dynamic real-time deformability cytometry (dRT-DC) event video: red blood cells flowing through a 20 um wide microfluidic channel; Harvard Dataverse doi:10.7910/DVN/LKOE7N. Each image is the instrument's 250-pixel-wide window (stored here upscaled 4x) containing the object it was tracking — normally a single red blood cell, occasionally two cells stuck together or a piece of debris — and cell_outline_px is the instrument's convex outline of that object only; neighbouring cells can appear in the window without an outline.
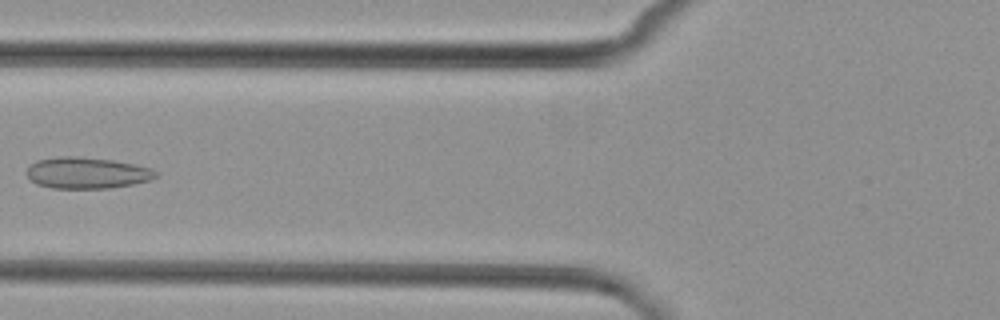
{"species": "common noctule bat (a hibernating species)", "species_latin": "Nyctalus noctula", "temperature_condition": "cold", "stored_images_in_passage": 7, "camera_frame_rate_fps": 3000, "um_per_image_px": 0.085, "animal": {"sex": "female", "body_mass_g": 29.2, "forearm_length_mm": 56.3}, "frame": {"image": 1, "passage_image": 5, "time_ms": 6.667, "image_size_px": [1000, 320], "cell_outline_px": [[156, 176], [152, 180], [132, 184], [108, 188], [52, 188], [36, 184], [28, 176], [28, 164], [36, 160], [60, 156], [76, 156], [112, 160], [152, 168], [156, 172]], "centroid_in_image_um": [7.37, 14.69], "position_along_channel_um": 118.4, "area_um2": 23.47}}
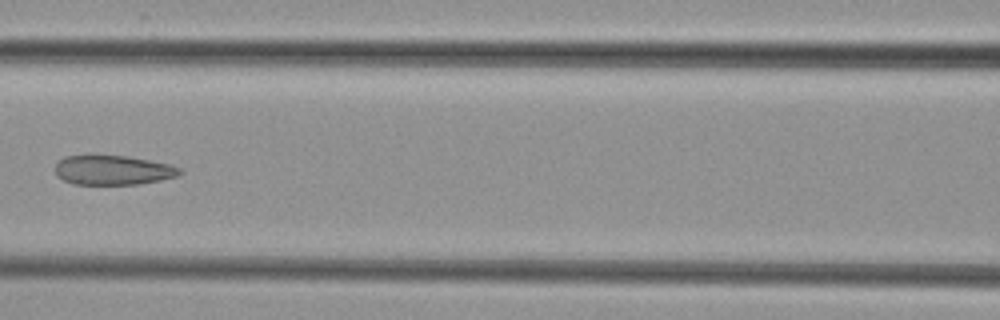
{"frame": {"image": 2, "passage_image": 6, "time_ms": 7.667, "image_size_px": [1000, 320], "cell_outline_px": [[184, 172], [180, 176], [140, 184], [72, 184], [56, 176], [56, 164], [64, 156], [92, 152], [128, 156], [168, 164], [180, 168]], "centroid_in_image_um": [9.56, 14.42], "position_along_channel_um": 157.0, "area_um2": 22.25}}
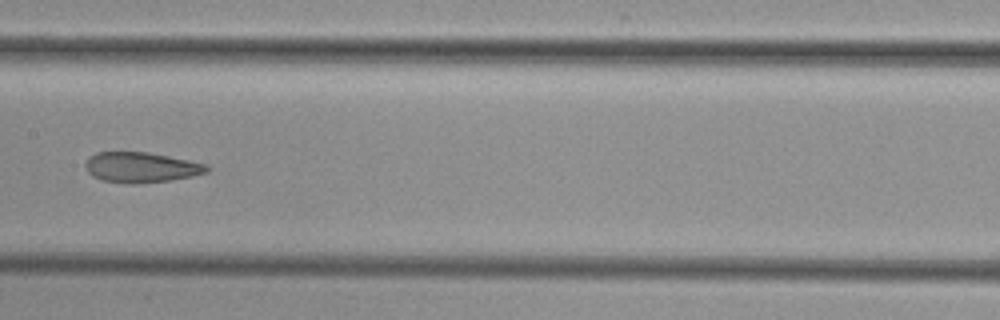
{"frame": {"image": 3, "passage_image": 7, "time_ms": 8.667, "image_size_px": [1000, 320], "cell_outline_px": [[208, 172], [192, 176], [168, 180], [132, 184], [128, 184], [100, 180], [92, 176], [88, 172], [84, 164], [88, 156], [96, 152], [148, 152], [208, 164]], "centroid_in_image_um": [11.95, 14.22], "position_along_channel_um": 195.5, "area_um2": 21.5}}